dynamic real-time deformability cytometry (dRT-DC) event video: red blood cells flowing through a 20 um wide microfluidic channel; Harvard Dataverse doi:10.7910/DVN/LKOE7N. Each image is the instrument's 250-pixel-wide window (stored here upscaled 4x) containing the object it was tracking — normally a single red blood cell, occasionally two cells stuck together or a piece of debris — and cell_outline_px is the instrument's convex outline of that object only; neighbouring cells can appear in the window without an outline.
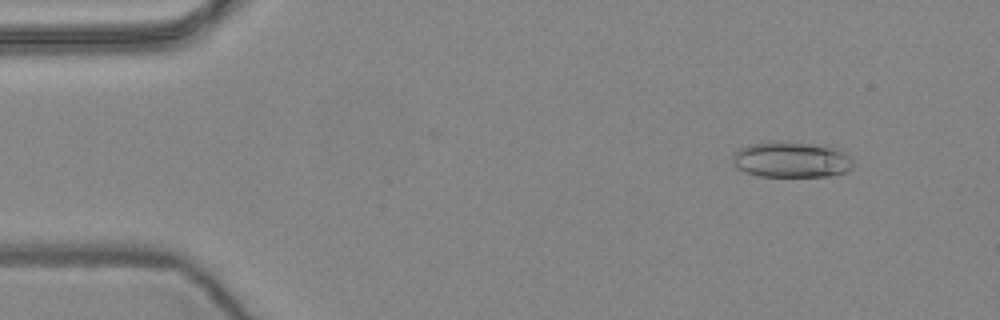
{"species": "common noctule bat (a hibernating species)", "species_latin": "Nyctalus noctula", "temperature_condition": "warm", "stored_images_in_passage": 16, "camera_frame_rate_fps": 3000, "um_per_image_px": 0.085, "animal": {"sex": "female", "body_mass_g": 24.6, "forearm_length_mm": 56.2}, "frame": {"image": 1, "passage_image": 5, "time_ms": 1.333, "image_size_px": [1000, 320], "cell_outline_px": [[852, 168], [844, 172], [828, 176], [760, 176], [744, 172], [736, 168], [732, 160], [732, 156], [740, 148], [748, 144], [768, 140], [788, 140], [828, 144], [844, 152], [852, 160]], "centroid_in_image_um": [67.25, 13.52], "position_along_channel_um": 17.8, "area_um2": 25.95}}